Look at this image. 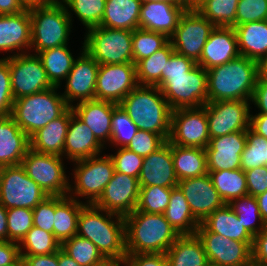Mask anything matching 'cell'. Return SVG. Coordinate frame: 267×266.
I'll use <instances>...</instances> for the list:
<instances>
[{
  "mask_svg": "<svg viewBox=\"0 0 267 266\" xmlns=\"http://www.w3.org/2000/svg\"><path fill=\"white\" fill-rule=\"evenodd\" d=\"M77 235L90 240L107 260L127 259L123 216L86 204L78 216Z\"/></svg>",
  "mask_w": 267,
  "mask_h": 266,
  "instance_id": "obj_1",
  "label": "cell"
},
{
  "mask_svg": "<svg viewBox=\"0 0 267 266\" xmlns=\"http://www.w3.org/2000/svg\"><path fill=\"white\" fill-rule=\"evenodd\" d=\"M258 75V62L241 55L208 69L207 102L251 101Z\"/></svg>",
  "mask_w": 267,
  "mask_h": 266,
  "instance_id": "obj_2",
  "label": "cell"
},
{
  "mask_svg": "<svg viewBox=\"0 0 267 266\" xmlns=\"http://www.w3.org/2000/svg\"><path fill=\"white\" fill-rule=\"evenodd\" d=\"M119 105L138 129L159 134L168 141L172 109L157 86L138 85Z\"/></svg>",
  "mask_w": 267,
  "mask_h": 266,
  "instance_id": "obj_3",
  "label": "cell"
},
{
  "mask_svg": "<svg viewBox=\"0 0 267 266\" xmlns=\"http://www.w3.org/2000/svg\"><path fill=\"white\" fill-rule=\"evenodd\" d=\"M124 219L127 254L166 253L180 236L164 214L135 210Z\"/></svg>",
  "mask_w": 267,
  "mask_h": 266,
  "instance_id": "obj_4",
  "label": "cell"
},
{
  "mask_svg": "<svg viewBox=\"0 0 267 266\" xmlns=\"http://www.w3.org/2000/svg\"><path fill=\"white\" fill-rule=\"evenodd\" d=\"M57 89L59 87L54 86L14 100L11 117L29 137L69 108Z\"/></svg>",
  "mask_w": 267,
  "mask_h": 266,
  "instance_id": "obj_5",
  "label": "cell"
},
{
  "mask_svg": "<svg viewBox=\"0 0 267 266\" xmlns=\"http://www.w3.org/2000/svg\"><path fill=\"white\" fill-rule=\"evenodd\" d=\"M31 16V48L36 54L45 49L68 45L72 18L62 2L29 9Z\"/></svg>",
  "mask_w": 267,
  "mask_h": 266,
  "instance_id": "obj_6",
  "label": "cell"
},
{
  "mask_svg": "<svg viewBox=\"0 0 267 266\" xmlns=\"http://www.w3.org/2000/svg\"><path fill=\"white\" fill-rule=\"evenodd\" d=\"M133 31L97 26L88 29L82 48L99 64L133 63Z\"/></svg>",
  "mask_w": 267,
  "mask_h": 266,
  "instance_id": "obj_7",
  "label": "cell"
},
{
  "mask_svg": "<svg viewBox=\"0 0 267 266\" xmlns=\"http://www.w3.org/2000/svg\"><path fill=\"white\" fill-rule=\"evenodd\" d=\"M207 87V70L197 64L186 75L170 76L158 86L172 110L203 107Z\"/></svg>",
  "mask_w": 267,
  "mask_h": 266,
  "instance_id": "obj_8",
  "label": "cell"
},
{
  "mask_svg": "<svg viewBox=\"0 0 267 266\" xmlns=\"http://www.w3.org/2000/svg\"><path fill=\"white\" fill-rule=\"evenodd\" d=\"M21 166L26 174L49 196H67L70 182L62 156L33 151L25 154Z\"/></svg>",
  "mask_w": 267,
  "mask_h": 266,
  "instance_id": "obj_9",
  "label": "cell"
},
{
  "mask_svg": "<svg viewBox=\"0 0 267 266\" xmlns=\"http://www.w3.org/2000/svg\"><path fill=\"white\" fill-rule=\"evenodd\" d=\"M74 188L70 184L68 196L76 194L88 199L86 204H94L101 196L105 186L112 179L114 170L113 160L109 155L92 156L74 161ZM71 192V193H70ZM70 194V195H69Z\"/></svg>",
  "mask_w": 267,
  "mask_h": 266,
  "instance_id": "obj_10",
  "label": "cell"
},
{
  "mask_svg": "<svg viewBox=\"0 0 267 266\" xmlns=\"http://www.w3.org/2000/svg\"><path fill=\"white\" fill-rule=\"evenodd\" d=\"M43 189L25 172L21 165L4 166L0 182V204L6 209H34L47 198Z\"/></svg>",
  "mask_w": 267,
  "mask_h": 266,
  "instance_id": "obj_11",
  "label": "cell"
},
{
  "mask_svg": "<svg viewBox=\"0 0 267 266\" xmlns=\"http://www.w3.org/2000/svg\"><path fill=\"white\" fill-rule=\"evenodd\" d=\"M8 65L14 100L54 87L36 54L9 55Z\"/></svg>",
  "mask_w": 267,
  "mask_h": 266,
  "instance_id": "obj_12",
  "label": "cell"
},
{
  "mask_svg": "<svg viewBox=\"0 0 267 266\" xmlns=\"http://www.w3.org/2000/svg\"><path fill=\"white\" fill-rule=\"evenodd\" d=\"M203 244L208 261L213 266H253V241H235L210 232L202 223L195 233Z\"/></svg>",
  "mask_w": 267,
  "mask_h": 266,
  "instance_id": "obj_13",
  "label": "cell"
},
{
  "mask_svg": "<svg viewBox=\"0 0 267 266\" xmlns=\"http://www.w3.org/2000/svg\"><path fill=\"white\" fill-rule=\"evenodd\" d=\"M214 29L215 26L197 9L185 10L169 41L177 54L197 62L208 37Z\"/></svg>",
  "mask_w": 267,
  "mask_h": 266,
  "instance_id": "obj_14",
  "label": "cell"
},
{
  "mask_svg": "<svg viewBox=\"0 0 267 266\" xmlns=\"http://www.w3.org/2000/svg\"><path fill=\"white\" fill-rule=\"evenodd\" d=\"M168 141L183 147L206 148L210 141L206 105L172 110Z\"/></svg>",
  "mask_w": 267,
  "mask_h": 266,
  "instance_id": "obj_15",
  "label": "cell"
},
{
  "mask_svg": "<svg viewBox=\"0 0 267 266\" xmlns=\"http://www.w3.org/2000/svg\"><path fill=\"white\" fill-rule=\"evenodd\" d=\"M249 102L248 100L207 102L205 105L210 138L247 131L251 115Z\"/></svg>",
  "mask_w": 267,
  "mask_h": 266,
  "instance_id": "obj_16",
  "label": "cell"
},
{
  "mask_svg": "<svg viewBox=\"0 0 267 266\" xmlns=\"http://www.w3.org/2000/svg\"><path fill=\"white\" fill-rule=\"evenodd\" d=\"M138 85L134 63L103 64L97 72L95 99L119 104Z\"/></svg>",
  "mask_w": 267,
  "mask_h": 266,
  "instance_id": "obj_17",
  "label": "cell"
},
{
  "mask_svg": "<svg viewBox=\"0 0 267 266\" xmlns=\"http://www.w3.org/2000/svg\"><path fill=\"white\" fill-rule=\"evenodd\" d=\"M139 192L138 178L114 172L112 179L93 205L107 212L125 217L135 211L139 200Z\"/></svg>",
  "mask_w": 267,
  "mask_h": 266,
  "instance_id": "obj_18",
  "label": "cell"
},
{
  "mask_svg": "<svg viewBox=\"0 0 267 266\" xmlns=\"http://www.w3.org/2000/svg\"><path fill=\"white\" fill-rule=\"evenodd\" d=\"M73 64L66 78V88L61 94L66 104L72 107V102L94 100L99 64L84 50Z\"/></svg>",
  "mask_w": 267,
  "mask_h": 266,
  "instance_id": "obj_19",
  "label": "cell"
},
{
  "mask_svg": "<svg viewBox=\"0 0 267 266\" xmlns=\"http://www.w3.org/2000/svg\"><path fill=\"white\" fill-rule=\"evenodd\" d=\"M177 186L184 194L193 216L200 223L216 209L226 204L213 186L208 173L200 177L181 180Z\"/></svg>",
  "mask_w": 267,
  "mask_h": 266,
  "instance_id": "obj_20",
  "label": "cell"
},
{
  "mask_svg": "<svg viewBox=\"0 0 267 266\" xmlns=\"http://www.w3.org/2000/svg\"><path fill=\"white\" fill-rule=\"evenodd\" d=\"M247 131H237L210 138L205 148L207 170H235L241 168V154L244 150Z\"/></svg>",
  "mask_w": 267,
  "mask_h": 266,
  "instance_id": "obj_21",
  "label": "cell"
},
{
  "mask_svg": "<svg viewBox=\"0 0 267 266\" xmlns=\"http://www.w3.org/2000/svg\"><path fill=\"white\" fill-rule=\"evenodd\" d=\"M140 187H176L179 180L174 171L171 143L166 141L155 152L144 157L140 176Z\"/></svg>",
  "mask_w": 267,
  "mask_h": 266,
  "instance_id": "obj_22",
  "label": "cell"
},
{
  "mask_svg": "<svg viewBox=\"0 0 267 266\" xmlns=\"http://www.w3.org/2000/svg\"><path fill=\"white\" fill-rule=\"evenodd\" d=\"M239 56L238 40L234 27H215L203 47L200 59L196 63L208 70Z\"/></svg>",
  "mask_w": 267,
  "mask_h": 266,
  "instance_id": "obj_23",
  "label": "cell"
},
{
  "mask_svg": "<svg viewBox=\"0 0 267 266\" xmlns=\"http://www.w3.org/2000/svg\"><path fill=\"white\" fill-rule=\"evenodd\" d=\"M184 12L185 9L182 6L173 2L143 0L139 28L159 32L170 38Z\"/></svg>",
  "mask_w": 267,
  "mask_h": 266,
  "instance_id": "obj_24",
  "label": "cell"
},
{
  "mask_svg": "<svg viewBox=\"0 0 267 266\" xmlns=\"http://www.w3.org/2000/svg\"><path fill=\"white\" fill-rule=\"evenodd\" d=\"M117 105L110 101L94 99L79 102L71 108L73 113L91 129L96 139L105 146V142L111 139L113 109Z\"/></svg>",
  "mask_w": 267,
  "mask_h": 266,
  "instance_id": "obj_25",
  "label": "cell"
},
{
  "mask_svg": "<svg viewBox=\"0 0 267 266\" xmlns=\"http://www.w3.org/2000/svg\"><path fill=\"white\" fill-rule=\"evenodd\" d=\"M103 148L91 129L73 113L71 108L63 156H67L69 160L74 162L100 155Z\"/></svg>",
  "mask_w": 267,
  "mask_h": 266,
  "instance_id": "obj_26",
  "label": "cell"
},
{
  "mask_svg": "<svg viewBox=\"0 0 267 266\" xmlns=\"http://www.w3.org/2000/svg\"><path fill=\"white\" fill-rule=\"evenodd\" d=\"M31 16L29 9L14 15H0V51L19 50L20 54L31 47Z\"/></svg>",
  "mask_w": 267,
  "mask_h": 266,
  "instance_id": "obj_27",
  "label": "cell"
},
{
  "mask_svg": "<svg viewBox=\"0 0 267 266\" xmlns=\"http://www.w3.org/2000/svg\"><path fill=\"white\" fill-rule=\"evenodd\" d=\"M30 149V137L11 116L0 117V165H21Z\"/></svg>",
  "mask_w": 267,
  "mask_h": 266,
  "instance_id": "obj_28",
  "label": "cell"
},
{
  "mask_svg": "<svg viewBox=\"0 0 267 266\" xmlns=\"http://www.w3.org/2000/svg\"><path fill=\"white\" fill-rule=\"evenodd\" d=\"M71 117L69 107L60 117L52 120L30 137L33 151L63 156L65 138Z\"/></svg>",
  "mask_w": 267,
  "mask_h": 266,
  "instance_id": "obj_29",
  "label": "cell"
},
{
  "mask_svg": "<svg viewBox=\"0 0 267 266\" xmlns=\"http://www.w3.org/2000/svg\"><path fill=\"white\" fill-rule=\"evenodd\" d=\"M79 200L75 195L54 196L53 234L61 244L77 235L78 216L86 205Z\"/></svg>",
  "mask_w": 267,
  "mask_h": 266,
  "instance_id": "obj_30",
  "label": "cell"
},
{
  "mask_svg": "<svg viewBox=\"0 0 267 266\" xmlns=\"http://www.w3.org/2000/svg\"><path fill=\"white\" fill-rule=\"evenodd\" d=\"M234 29L241 56L258 63L267 56V20L245 23Z\"/></svg>",
  "mask_w": 267,
  "mask_h": 266,
  "instance_id": "obj_31",
  "label": "cell"
},
{
  "mask_svg": "<svg viewBox=\"0 0 267 266\" xmlns=\"http://www.w3.org/2000/svg\"><path fill=\"white\" fill-rule=\"evenodd\" d=\"M142 1L106 0L100 26L134 31L139 28Z\"/></svg>",
  "mask_w": 267,
  "mask_h": 266,
  "instance_id": "obj_32",
  "label": "cell"
},
{
  "mask_svg": "<svg viewBox=\"0 0 267 266\" xmlns=\"http://www.w3.org/2000/svg\"><path fill=\"white\" fill-rule=\"evenodd\" d=\"M168 266H208L201 240L196 234L180 235L166 252Z\"/></svg>",
  "mask_w": 267,
  "mask_h": 266,
  "instance_id": "obj_33",
  "label": "cell"
},
{
  "mask_svg": "<svg viewBox=\"0 0 267 266\" xmlns=\"http://www.w3.org/2000/svg\"><path fill=\"white\" fill-rule=\"evenodd\" d=\"M210 232L235 241H253V236L243 226L232 208L225 204L201 222Z\"/></svg>",
  "mask_w": 267,
  "mask_h": 266,
  "instance_id": "obj_34",
  "label": "cell"
},
{
  "mask_svg": "<svg viewBox=\"0 0 267 266\" xmlns=\"http://www.w3.org/2000/svg\"><path fill=\"white\" fill-rule=\"evenodd\" d=\"M174 171L179 181L208 173L205 148L171 144Z\"/></svg>",
  "mask_w": 267,
  "mask_h": 266,
  "instance_id": "obj_35",
  "label": "cell"
},
{
  "mask_svg": "<svg viewBox=\"0 0 267 266\" xmlns=\"http://www.w3.org/2000/svg\"><path fill=\"white\" fill-rule=\"evenodd\" d=\"M163 214L179 235H193L200 225L178 186L172 188L169 204Z\"/></svg>",
  "mask_w": 267,
  "mask_h": 266,
  "instance_id": "obj_36",
  "label": "cell"
},
{
  "mask_svg": "<svg viewBox=\"0 0 267 266\" xmlns=\"http://www.w3.org/2000/svg\"><path fill=\"white\" fill-rule=\"evenodd\" d=\"M36 55L41 60L51 84L60 87L61 80L67 78L75 61L67 45L45 49Z\"/></svg>",
  "mask_w": 267,
  "mask_h": 266,
  "instance_id": "obj_37",
  "label": "cell"
},
{
  "mask_svg": "<svg viewBox=\"0 0 267 266\" xmlns=\"http://www.w3.org/2000/svg\"><path fill=\"white\" fill-rule=\"evenodd\" d=\"M174 52L172 43L169 41L150 57L140 60L136 64L138 84L158 87L162 83L166 64Z\"/></svg>",
  "mask_w": 267,
  "mask_h": 266,
  "instance_id": "obj_38",
  "label": "cell"
},
{
  "mask_svg": "<svg viewBox=\"0 0 267 266\" xmlns=\"http://www.w3.org/2000/svg\"><path fill=\"white\" fill-rule=\"evenodd\" d=\"M213 186L222 200L229 204L233 199L247 195V181L245 172L240 169L208 171Z\"/></svg>",
  "mask_w": 267,
  "mask_h": 266,
  "instance_id": "obj_39",
  "label": "cell"
},
{
  "mask_svg": "<svg viewBox=\"0 0 267 266\" xmlns=\"http://www.w3.org/2000/svg\"><path fill=\"white\" fill-rule=\"evenodd\" d=\"M23 248L27 251H23ZM60 249L61 243L55 238L54 234L35 226L28 231L19 243L20 256L53 254Z\"/></svg>",
  "mask_w": 267,
  "mask_h": 266,
  "instance_id": "obj_40",
  "label": "cell"
},
{
  "mask_svg": "<svg viewBox=\"0 0 267 266\" xmlns=\"http://www.w3.org/2000/svg\"><path fill=\"white\" fill-rule=\"evenodd\" d=\"M228 205L253 237L260 233L266 226L261 217L256 197L247 194L233 199ZM255 222H258V225Z\"/></svg>",
  "mask_w": 267,
  "mask_h": 266,
  "instance_id": "obj_41",
  "label": "cell"
},
{
  "mask_svg": "<svg viewBox=\"0 0 267 266\" xmlns=\"http://www.w3.org/2000/svg\"><path fill=\"white\" fill-rule=\"evenodd\" d=\"M61 249L81 266H98L107 259L90 240L74 235L61 244Z\"/></svg>",
  "mask_w": 267,
  "mask_h": 266,
  "instance_id": "obj_42",
  "label": "cell"
},
{
  "mask_svg": "<svg viewBox=\"0 0 267 266\" xmlns=\"http://www.w3.org/2000/svg\"><path fill=\"white\" fill-rule=\"evenodd\" d=\"M239 0H204L197 10L215 27H234Z\"/></svg>",
  "mask_w": 267,
  "mask_h": 266,
  "instance_id": "obj_43",
  "label": "cell"
},
{
  "mask_svg": "<svg viewBox=\"0 0 267 266\" xmlns=\"http://www.w3.org/2000/svg\"><path fill=\"white\" fill-rule=\"evenodd\" d=\"M169 38L162 33L137 28L133 31V63L150 57L153 53L163 48Z\"/></svg>",
  "mask_w": 267,
  "mask_h": 266,
  "instance_id": "obj_44",
  "label": "cell"
},
{
  "mask_svg": "<svg viewBox=\"0 0 267 266\" xmlns=\"http://www.w3.org/2000/svg\"><path fill=\"white\" fill-rule=\"evenodd\" d=\"M247 140L241 154V169L245 172L252 168L267 166V139L247 129Z\"/></svg>",
  "mask_w": 267,
  "mask_h": 266,
  "instance_id": "obj_45",
  "label": "cell"
},
{
  "mask_svg": "<svg viewBox=\"0 0 267 266\" xmlns=\"http://www.w3.org/2000/svg\"><path fill=\"white\" fill-rule=\"evenodd\" d=\"M64 7L70 8L87 29L100 26L106 0H62Z\"/></svg>",
  "mask_w": 267,
  "mask_h": 266,
  "instance_id": "obj_46",
  "label": "cell"
},
{
  "mask_svg": "<svg viewBox=\"0 0 267 266\" xmlns=\"http://www.w3.org/2000/svg\"><path fill=\"white\" fill-rule=\"evenodd\" d=\"M171 191L172 188L161 186L140 187L139 200L135 210L163 214L169 204Z\"/></svg>",
  "mask_w": 267,
  "mask_h": 266,
  "instance_id": "obj_47",
  "label": "cell"
},
{
  "mask_svg": "<svg viewBox=\"0 0 267 266\" xmlns=\"http://www.w3.org/2000/svg\"><path fill=\"white\" fill-rule=\"evenodd\" d=\"M32 227V209L21 207L7 209L8 241L20 243Z\"/></svg>",
  "mask_w": 267,
  "mask_h": 266,
  "instance_id": "obj_48",
  "label": "cell"
},
{
  "mask_svg": "<svg viewBox=\"0 0 267 266\" xmlns=\"http://www.w3.org/2000/svg\"><path fill=\"white\" fill-rule=\"evenodd\" d=\"M138 128L135 123L129 118L127 113L118 104L113 109L112 115V133L110 143L116 147H126L134 135H136Z\"/></svg>",
  "mask_w": 267,
  "mask_h": 266,
  "instance_id": "obj_49",
  "label": "cell"
},
{
  "mask_svg": "<svg viewBox=\"0 0 267 266\" xmlns=\"http://www.w3.org/2000/svg\"><path fill=\"white\" fill-rule=\"evenodd\" d=\"M262 20H267V0H239L235 27Z\"/></svg>",
  "mask_w": 267,
  "mask_h": 266,
  "instance_id": "obj_50",
  "label": "cell"
},
{
  "mask_svg": "<svg viewBox=\"0 0 267 266\" xmlns=\"http://www.w3.org/2000/svg\"><path fill=\"white\" fill-rule=\"evenodd\" d=\"M109 156L113 160L115 172L139 178L144 160L142 156L126 147H120L116 155Z\"/></svg>",
  "mask_w": 267,
  "mask_h": 266,
  "instance_id": "obj_51",
  "label": "cell"
},
{
  "mask_svg": "<svg viewBox=\"0 0 267 266\" xmlns=\"http://www.w3.org/2000/svg\"><path fill=\"white\" fill-rule=\"evenodd\" d=\"M165 142L159 134L138 129L126 148L144 158L155 152Z\"/></svg>",
  "mask_w": 267,
  "mask_h": 266,
  "instance_id": "obj_52",
  "label": "cell"
},
{
  "mask_svg": "<svg viewBox=\"0 0 267 266\" xmlns=\"http://www.w3.org/2000/svg\"><path fill=\"white\" fill-rule=\"evenodd\" d=\"M13 103L8 57H6L0 59V117L11 116Z\"/></svg>",
  "mask_w": 267,
  "mask_h": 266,
  "instance_id": "obj_53",
  "label": "cell"
},
{
  "mask_svg": "<svg viewBox=\"0 0 267 266\" xmlns=\"http://www.w3.org/2000/svg\"><path fill=\"white\" fill-rule=\"evenodd\" d=\"M54 196H48L33 209V226L53 234Z\"/></svg>",
  "mask_w": 267,
  "mask_h": 266,
  "instance_id": "obj_54",
  "label": "cell"
},
{
  "mask_svg": "<svg viewBox=\"0 0 267 266\" xmlns=\"http://www.w3.org/2000/svg\"><path fill=\"white\" fill-rule=\"evenodd\" d=\"M248 194L254 197L267 191V166L245 171Z\"/></svg>",
  "mask_w": 267,
  "mask_h": 266,
  "instance_id": "obj_55",
  "label": "cell"
},
{
  "mask_svg": "<svg viewBox=\"0 0 267 266\" xmlns=\"http://www.w3.org/2000/svg\"><path fill=\"white\" fill-rule=\"evenodd\" d=\"M196 64L193 59L174 52L166 64L162 82L170 76L186 75Z\"/></svg>",
  "mask_w": 267,
  "mask_h": 266,
  "instance_id": "obj_56",
  "label": "cell"
},
{
  "mask_svg": "<svg viewBox=\"0 0 267 266\" xmlns=\"http://www.w3.org/2000/svg\"><path fill=\"white\" fill-rule=\"evenodd\" d=\"M124 266H168L166 253L127 254Z\"/></svg>",
  "mask_w": 267,
  "mask_h": 266,
  "instance_id": "obj_57",
  "label": "cell"
},
{
  "mask_svg": "<svg viewBox=\"0 0 267 266\" xmlns=\"http://www.w3.org/2000/svg\"><path fill=\"white\" fill-rule=\"evenodd\" d=\"M252 265L267 266V224L264 229L253 238Z\"/></svg>",
  "mask_w": 267,
  "mask_h": 266,
  "instance_id": "obj_58",
  "label": "cell"
},
{
  "mask_svg": "<svg viewBox=\"0 0 267 266\" xmlns=\"http://www.w3.org/2000/svg\"><path fill=\"white\" fill-rule=\"evenodd\" d=\"M0 265H22L19 243L0 241Z\"/></svg>",
  "mask_w": 267,
  "mask_h": 266,
  "instance_id": "obj_59",
  "label": "cell"
},
{
  "mask_svg": "<svg viewBox=\"0 0 267 266\" xmlns=\"http://www.w3.org/2000/svg\"><path fill=\"white\" fill-rule=\"evenodd\" d=\"M251 102L260 110L258 114H267V78L258 75Z\"/></svg>",
  "mask_w": 267,
  "mask_h": 266,
  "instance_id": "obj_60",
  "label": "cell"
},
{
  "mask_svg": "<svg viewBox=\"0 0 267 266\" xmlns=\"http://www.w3.org/2000/svg\"><path fill=\"white\" fill-rule=\"evenodd\" d=\"M23 266H58V252L46 255L21 256Z\"/></svg>",
  "mask_w": 267,
  "mask_h": 266,
  "instance_id": "obj_61",
  "label": "cell"
},
{
  "mask_svg": "<svg viewBox=\"0 0 267 266\" xmlns=\"http://www.w3.org/2000/svg\"><path fill=\"white\" fill-rule=\"evenodd\" d=\"M255 133L267 139V114L250 115V126Z\"/></svg>",
  "mask_w": 267,
  "mask_h": 266,
  "instance_id": "obj_62",
  "label": "cell"
},
{
  "mask_svg": "<svg viewBox=\"0 0 267 266\" xmlns=\"http://www.w3.org/2000/svg\"><path fill=\"white\" fill-rule=\"evenodd\" d=\"M26 10L20 0H0V15H14Z\"/></svg>",
  "mask_w": 267,
  "mask_h": 266,
  "instance_id": "obj_63",
  "label": "cell"
},
{
  "mask_svg": "<svg viewBox=\"0 0 267 266\" xmlns=\"http://www.w3.org/2000/svg\"><path fill=\"white\" fill-rule=\"evenodd\" d=\"M0 241H8L7 209L0 204Z\"/></svg>",
  "mask_w": 267,
  "mask_h": 266,
  "instance_id": "obj_64",
  "label": "cell"
},
{
  "mask_svg": "<svg viewBox=\"0 0 267 266\" xmlns=\"http://www.w3.org/2000/svg\"><path fill=\"white\" fill-rule=\"evenodd\" d=\"M26 9L37 6L52 5L61 2L62 0H20Z\"/></svg>",
  "mask_w": 267,
  "mask_h": 266,
  "instance_id": "obj_65",
  "label": "cell"
},
{
  "mask_svg": "<svg viewBox=\"0 0 267 266\" xmlns=\"http://www.w3.org/2000/svg\"><path fill=\"white\" fill-rule=\"evenodd\" d=\"M259 205L261 217L265 224H267V191L256 197Z\"/></svg>",
  "mask_w": 267,
  "mask_h": 266,
  "instance_id": "obj_66",
  "label": "cell"
},
{
  "mask_svg": "<svg viewBox=\"0 0 267 266\" xmlns=\"http://www.w3.org/2000/svg\"><path fill=\"white\" fill-rule=\"evenodd\" d=\"M58 266H81L62 249L58 251Z\"/></svg>",
  "mask_w": 267,
  "mask_h": 266,
  "instance_id": "obj_67",
  "label": "cell"
},
{
  "mask_svg": "<svg viewBox=\"0 0 267 266\" xmlns=\"http://www.w3.org/2000/svg\"><path fill=\"white\" fill-rule=\"evenodd\" d=\"M171 2L182 6L185 10L197 9V0H171Z\"/></svg>",
  "mask_w": 267,
  "mask_h": 266,
  "instance_id": "obj_68",
  "label": "cell"
},
{
  "mask_svg": "<svg viewBox=\"0 0 267 266\" xmlns=\"http://www.w3.org/2000/svg\"><path fill=\"white\" fill-rule=\"evenodd\" d=\"M259 76L267 78V56L258 63Z\"/></svg>",
  "mask_w": 267,
  "mask_h": 266,
  "instance_id": "obj_69",
  "label": "cell"
},
{
  "mask_svg": "<svg viewBox=\"0 0 267 266\" xmlns=\"http://www.w3.org/2000/svg\"><path fill=\"white\" fill-rule=\"evenodd\" d=\"M125 265V260H106L104 263L98 266H120Z\"/></svg>",
  "mask_w": 267,
  "mask_h": 266,
  "instance_id": "obj_70",
  "label": "cell"
},
{
  "mask_svg": "<svg viewBox=\"0 0 267 266\" xmlns=\"http://www.w3.org/2000/svg\"><path fill=\"white\" fill-rule=\"evenodd\" d=\"M150 1H154V2H160V1H167V2H171V0H150Z\"/></svg>",
  "mask_w": 267,
  "mask_h": 266,
  "instance_id": "obj_71",
  "label": "cell"
},
{
  "mask_svg": "<svg viewBox=\"0 0 267 266\" xmlns=\"http://www.w3.org/2000/svg\"><path fill=\"white\" fill-rule=\"evenodd\" d=\"M2 171H3V166L0 165V182H1Z\"/></svg>",
  "mask_w": 267,
  "mask_h": 266,
  "instance_id": "obj_72",
  "label": "cell"
},
{
  "mask_svg": "<svg viewBox=\"0 0 267 266\" xmlns=\"http://www.w3.org/2000/svg\"><path fill=\"white\" fill-rule=\"evenodd\" d=\"M204 0H197V7L203 2Z\"/></svg>",
  "mask_w": 267,
  "mask_h": 266,
  "instance_id": "obj_73",
  "label": "cell"
},
{
  "mask_svg": "<svg viewBox=\"0 0 267 266\" xmlns=\"http://www.w3.org/2000/svg\"><path fill=\"white\" fill-rule=\"evenodd\" d=\"M0 266H2V265H0ZM7 266H21V265H7Z\"/></svg>",
  "mask_w": 267,
  "mask_h": 266,
  "instance_id": "obj_74",
  "label": "cell"
}]
</instances>
